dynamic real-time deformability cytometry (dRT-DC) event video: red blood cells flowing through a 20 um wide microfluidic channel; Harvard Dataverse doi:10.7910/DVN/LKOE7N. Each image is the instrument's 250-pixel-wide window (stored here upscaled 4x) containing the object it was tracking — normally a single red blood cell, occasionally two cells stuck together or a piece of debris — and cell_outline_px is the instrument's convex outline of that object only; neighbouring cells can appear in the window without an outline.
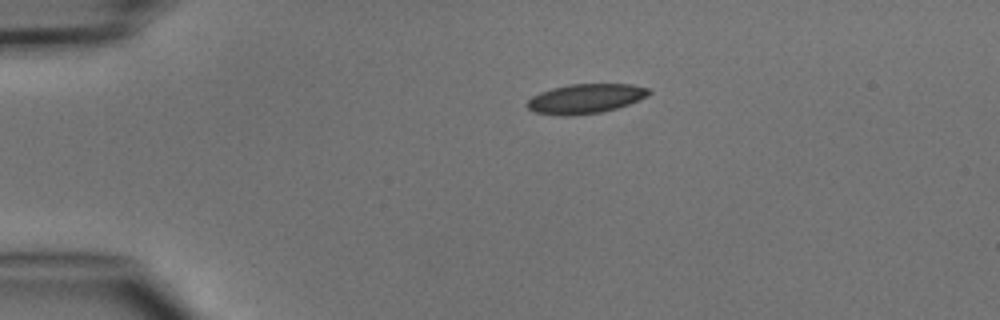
{"species": "common noctule bat (a hibernating species)", "species_latin": "Nyctalus noctula", "temperature_condition": "cold", "stored_images_in_passage": 2, "camera_frame_rate_fps": 3000, "um_per_image_px": 0.085, "animal": {"sex": "male", "body_mass_g": 15.6}, "frame": {"image": 1, "passage_image": 1, "time_ms": 0.0, "image_size_px": [1000, 320], "cell_outline_px": [[652, 92], [648, 96], [640, 100], [616, 108], [600, 112], [572, 116], [560, 116], [532, 112], [524, 104], [532, 96], [540, 92], [552, 88], [568, 84], [632, 84], [648, 88]], "centroid_in_image_um": [49.74, 8.39], "position_along_channel_um": 35.3, "area_um2": 21.21}}